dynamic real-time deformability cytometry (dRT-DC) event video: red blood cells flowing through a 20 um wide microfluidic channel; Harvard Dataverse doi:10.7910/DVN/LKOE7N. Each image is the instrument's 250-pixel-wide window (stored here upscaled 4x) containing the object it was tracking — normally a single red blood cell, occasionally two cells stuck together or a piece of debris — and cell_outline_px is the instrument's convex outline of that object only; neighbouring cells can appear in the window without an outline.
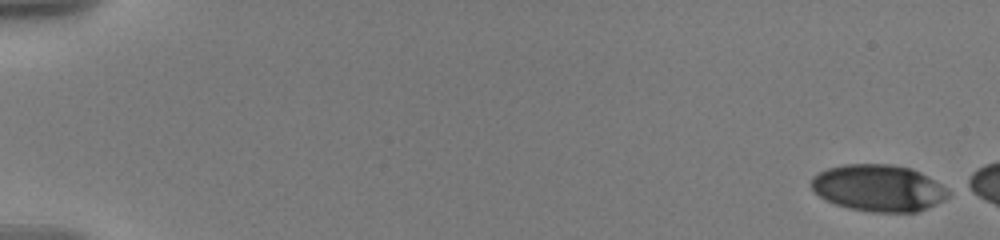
{"species": "human", "species_latin": "Homo sapiens", "temperature_condition": "warm", "stored_images_in_passage": 5, "camera_frame_rate_fps": 3000, "um_per_image_px": 0.085, "donor": {"sex": "male"}, "frame": {"image": 1, "passage_image": 1, "time_ms": 0.0, "image_size_px": [1000, 240], "cell_outline_px": [[948, 196], [944, 200], [916, 212], [872, 212], [848, 208], [836, 204], [820, 196], [812, 188], [812, 176], [828, 168], [844, 164], [892, 164], [912, 168], [920, 172], [940, 184], [948, 192]], "centroid_in_image_um": [74.66, 15.97], "position_along_channel_um": 10.3, "area_um2": 36.93}}